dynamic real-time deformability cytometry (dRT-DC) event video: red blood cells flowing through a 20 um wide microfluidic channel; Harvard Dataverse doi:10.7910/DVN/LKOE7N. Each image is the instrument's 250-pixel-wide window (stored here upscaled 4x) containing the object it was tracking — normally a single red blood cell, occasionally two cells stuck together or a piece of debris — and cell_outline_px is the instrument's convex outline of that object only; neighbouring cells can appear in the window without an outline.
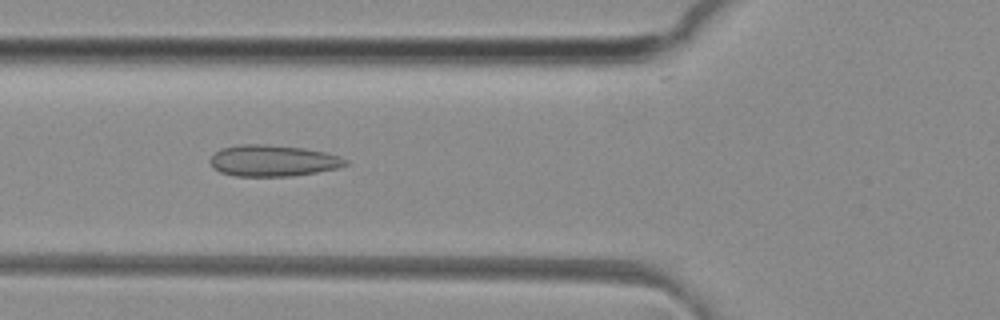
{"species": "common noctule bat (a hibernating species)", "species_latin": "Nyctalus noctula", "temperature_condition": "room temperature", "stored_images_in_passage": 49, "camera_frame_rate_fps": 3000, "um_per_image_px": 0.085, "animal": {"sex": "female", "body_mass_g": 29.2, "forearm_length_mm": 56.3}, "frame": {"image": 1, "passage_image": 18, "time_ms": 5.667, "image_size_px": [1000, 320], "cell_outline_px": [[348, 164], [340, 168], [292, 176], [232, 176], [220, 172], [212, 168], [208, 160], [220, 148], [240, 144], [264, 144], [304, 148], [324, 152], [340, 156], [348, 160]], "centroid_in_image_um": [23.18, 13.66], "position_along_channel_um": 102.6, "area_um2": 24.97}}
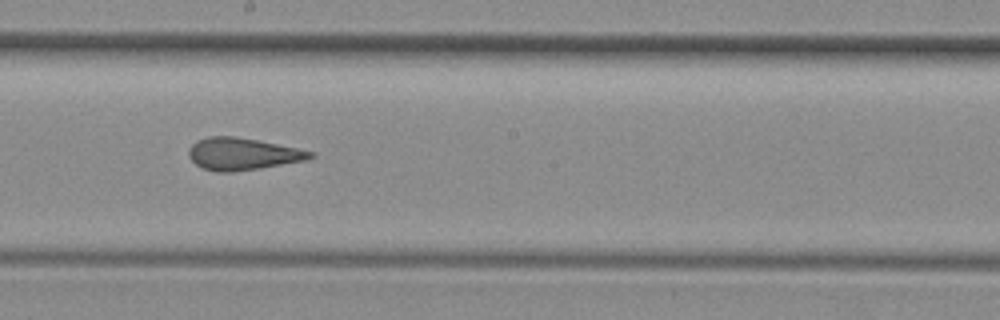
{"frame": {"image": 2, "passage_image": 27, "time_ms": 8.667, "image_size_px": [1000, 320], "cell_outline_px": [[316, 156], [308, 160], [260, 168], [232, 172], [216, 172], [204, 168], [196, 164], [188, 156], [188, 148], [196, 140], [208, 136], [236, 136], [316, 152]], "centroid_in_image_um": [20.62, 13.08], "position_along_channel_um": 227.6, "area_um2": 22.83}}
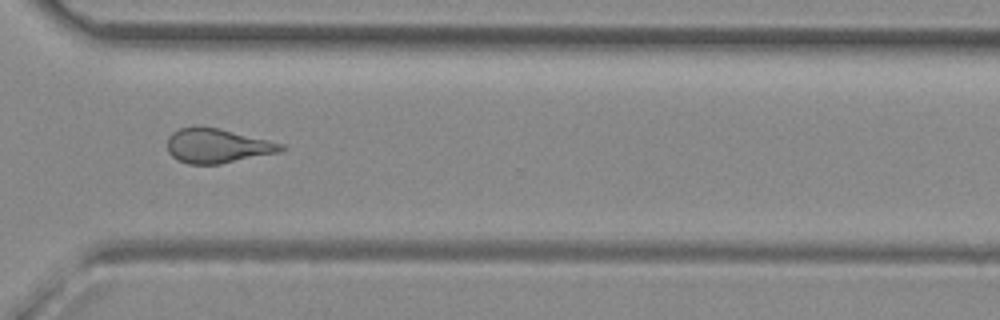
{"frame": {"image": 3, "passage_image": 36, "time_ms": 11.667, "image_size_px": [1000, 320], "cell_outline_px": [[288, 148], [276, 152], [220, 164], [188, 164], [176, 160], [168, 152], [168, 136], [172, 132], [180, 128], [220, 128], [284, 144]], "centroid_in_image_um": [18.45, 12.41], "position_along_channel_um": 352.1, "area_um2": 22.43}, "authors_computed_cell_mechanics": {"area_um2": 23.698, "velocity_mm_per_s": 4.1565, "shape_relaxation_time_tau1_ms": null, "shape_relaxation_time_tau2_ms": 1.7533, "deformation_change_tau1": null, "deformation_change_tau2": 0.1189}}